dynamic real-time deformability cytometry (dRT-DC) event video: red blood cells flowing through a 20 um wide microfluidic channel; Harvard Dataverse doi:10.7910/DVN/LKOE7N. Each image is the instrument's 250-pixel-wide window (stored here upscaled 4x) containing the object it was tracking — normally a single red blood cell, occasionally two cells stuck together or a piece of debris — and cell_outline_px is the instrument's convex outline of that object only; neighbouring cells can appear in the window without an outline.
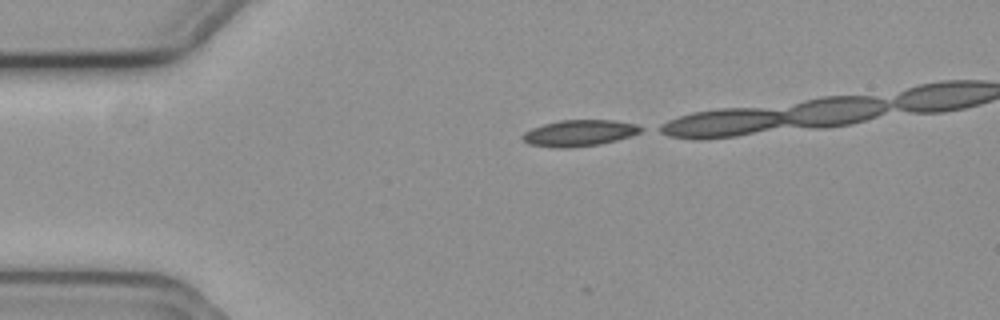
{"species": "common noctule bat (a hibernating species)", "species_latin": "Nyctalus noctula", "temperature_condition": "cold", "stored_images_in_passage": 3, "camera_frame_rate_fps": 3000, "um_per_image_px": 0.085, "animal": {"sex": "female", "body_mass_g": 19.3, "forearm_length_mm": 54.1}, "frame": {"image": 1, "passage_image": 1, "time_ms": 0.0, "image_size_px": [1000, 320], "cell_outline_px": [[644, 128], [640, 132], [632, 136], [600, 144], [568, 148], [552, 148], [528, 144], [520, 136], [524, 132], [532, 128], [544, 124], [560, 120], [616, 120], [636, 124]], "centroid_in_image_um": [49.23, 11.31], "position_along_channel_um": 35.8, "area_um2": 18.26}}